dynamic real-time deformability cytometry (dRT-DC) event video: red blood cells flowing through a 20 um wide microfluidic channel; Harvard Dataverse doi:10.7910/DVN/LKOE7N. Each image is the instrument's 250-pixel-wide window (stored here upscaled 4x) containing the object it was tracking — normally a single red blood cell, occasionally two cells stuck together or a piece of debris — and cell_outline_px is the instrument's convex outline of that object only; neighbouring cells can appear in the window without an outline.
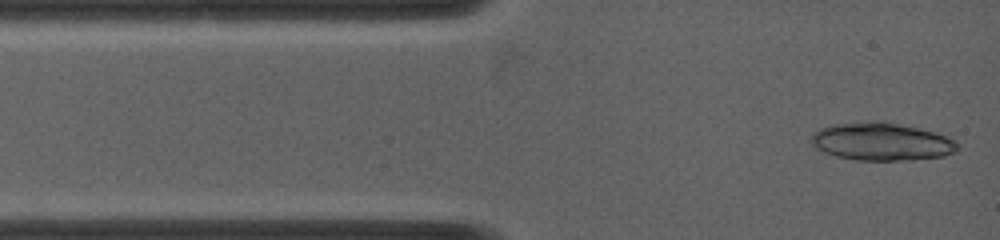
{"species": "common noctule bat (a hibernating species)", "species_latin": "Nyctalus noctula", "temperature_condition": "warm", "stored_images_in_passage": 3, "camera_frame_rate_fps": 5000, "um_per_image_px": 0.085, "animal": {"sex": "female", "body_mass_g": 19.0, "forearm_length_mm": 53.3}, "frame": {"image": 1, "passage_image": 1, "time_ms": 0.0, "image_size_px": [1000, 240], "cell_outline_px": [[960, 148], [956, 152], [944, 156], [912, 160], [856, 160], [836, 156], [824, 152], [816, 148], [808, 140], [820, 128], [832, 124], [868, 120], [880, 120], [936, 132], [948, 136], [960, 144]], "centroid_in_image_um": [74.96, 12.03], "position_along_channel_um": 10.0, "area_um2": 32.71}}